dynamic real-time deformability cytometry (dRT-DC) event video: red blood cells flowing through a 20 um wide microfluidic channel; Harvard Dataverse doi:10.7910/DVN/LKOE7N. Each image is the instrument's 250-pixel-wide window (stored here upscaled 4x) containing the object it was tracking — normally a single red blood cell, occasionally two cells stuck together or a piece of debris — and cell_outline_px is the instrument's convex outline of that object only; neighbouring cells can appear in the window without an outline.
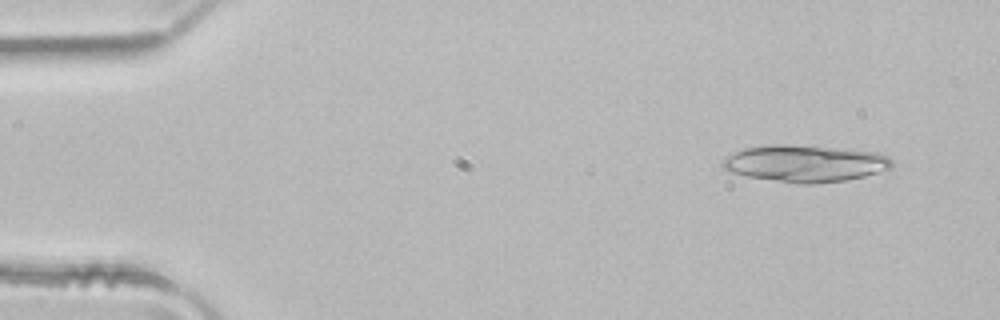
{"species": "common noctule bat (a hibernating species)", "species_latin": "Nyctalus noctula", "temperature_condition": "room temperature", "stored_images_in_passage": 4, "camera_frame_rate_fps": 3000, "um_per_image_px": 0.085, "animal": {"sex": "male", "body_mass_g": 21.5, "forearm_length_mm": 52.0}, "frame": {"image": 1, "passage_image": 1, "time_ms": 0.0, "image_size_px": [1000, 320], "cell_outline_px": [[892, 164], [888, 168], [864, 176], [848, 180], [816, 184], [796, 184], [748, 176], [728, 172], [720, 164], [724, 156], [744, 148], [772, 144], [812, 144], [876, 152], [888, 156], [892, 160]], "centroid_in_image_um": [68.39, 13.87], "position_along_channel_um": 16.6, "area_um2": 37.05}}